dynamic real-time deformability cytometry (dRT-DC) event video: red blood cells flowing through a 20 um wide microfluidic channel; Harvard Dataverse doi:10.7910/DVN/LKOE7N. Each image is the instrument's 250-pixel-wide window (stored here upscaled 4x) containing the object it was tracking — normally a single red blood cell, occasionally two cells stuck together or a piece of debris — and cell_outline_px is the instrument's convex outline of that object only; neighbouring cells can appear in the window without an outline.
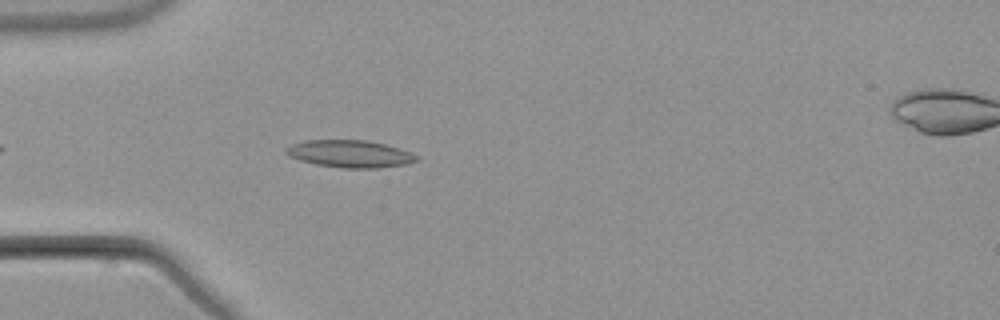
{"species": "common noctule bat (a hibernating species)", "species_latin": "Nyctalus noctula", "temperature_condition": "warm", "stored_images_in_passage": 5, "segment_of_instrument_passage": [1, 2], "camera_frame_rate_fps": 3000, "um_per_image_px": 0.085, "animal": {"sex": "male", "body_mass_g": 21.5, "forearm_length_mm": 52.0}, "frame": {"image": 1, "passage_image": 4, "time_ms": 3.333, "image_size_px": [1000, 320], "cell_outline_px": [[420, 160], [408, 164], [376, 168], [344, 168], [316, 164], [300, 160], [288, 156], [284, 152], [284, 148], [292, 144], [304, 140], [364, 140], [384, 144], [420, 156]], "centroid_in_image_um": [29.72, 13.08], "position_along_channel_um": 55.3, "area_um2": 20.75}}